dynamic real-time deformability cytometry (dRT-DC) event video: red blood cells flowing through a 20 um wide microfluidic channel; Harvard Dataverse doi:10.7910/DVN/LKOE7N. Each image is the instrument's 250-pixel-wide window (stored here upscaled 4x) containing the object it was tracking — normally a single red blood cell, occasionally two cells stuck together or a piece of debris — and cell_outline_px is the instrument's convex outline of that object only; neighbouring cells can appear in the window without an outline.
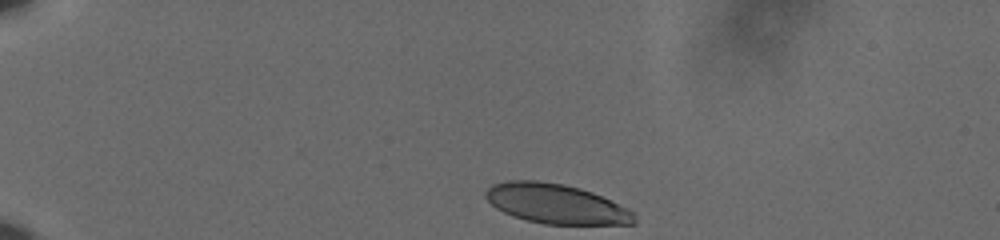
{"species": "human", "species_latin": "Homo sapiens", "temperature_condition": "cold", "stored_images_in_passage": 6, "camera_frame_rate_fps": 3000, "um_per_image_px": 0.085, "donor": {"sex": "male"}, "frame": {"image": 1, "passage_image": 1, "time_ms": 0.0, "image_size_px": [1000, 240], "cell_outline_px": [[636, 224], [544, 224], [512, 216], [496, 208], [484, 196], [484, 192], [492, 184], [508, 180], [536, 180], [564, 184], [580, 188], [592, 192], [628, 208], [636, 216]], "centroid_in_image_um": [47.25, 17.32], "position_along_channel_um": 37.7, "area_um2": 34.39}}